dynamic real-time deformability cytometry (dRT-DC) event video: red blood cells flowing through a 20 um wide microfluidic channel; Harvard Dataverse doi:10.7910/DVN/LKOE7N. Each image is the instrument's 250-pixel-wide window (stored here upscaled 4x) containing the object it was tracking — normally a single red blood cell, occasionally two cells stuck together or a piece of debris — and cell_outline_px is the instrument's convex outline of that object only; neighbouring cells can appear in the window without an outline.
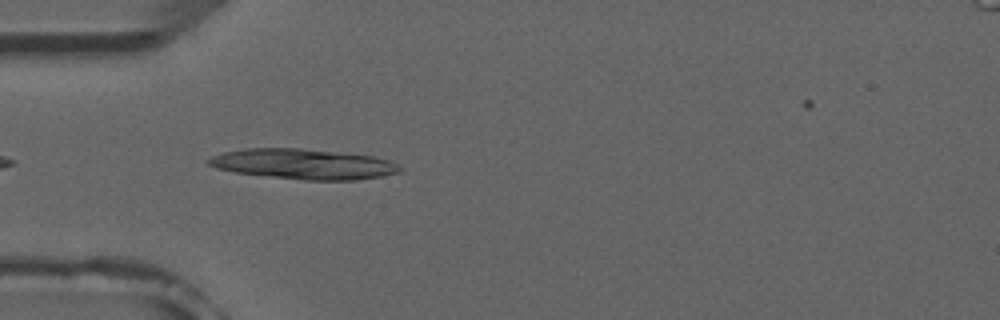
{"species": "common noctule bat (a hibernating species)", "species_latin": "Nyctalus noctula", "temperature_condition": "room temperature", "stored_images_in_passage": 4, "camera_frame_rate_fps": 3000, "um_per_image_px": 0.085, "animal": {"sex": "male", "forearm_length_mm": 52.5}, "frame": {"image": 1, "passage_image": 4, "time_ms": 3.0, "image_size_px": [1000, 320], "cell_outline_px": [[404, 168], [400, 172], [380, 176], [356, 180], [304, 180], [236, 172], [216, 168], [208, 164], [204, 160], [212, 156], [224, 152], [248, 148], [300, 148], [372, 156], [388, 160], [400, 164]], "centroid_in_image_um": [25.8, 13.94], "position_along_channel_um": 59.2, "area_um2": 33.58}}